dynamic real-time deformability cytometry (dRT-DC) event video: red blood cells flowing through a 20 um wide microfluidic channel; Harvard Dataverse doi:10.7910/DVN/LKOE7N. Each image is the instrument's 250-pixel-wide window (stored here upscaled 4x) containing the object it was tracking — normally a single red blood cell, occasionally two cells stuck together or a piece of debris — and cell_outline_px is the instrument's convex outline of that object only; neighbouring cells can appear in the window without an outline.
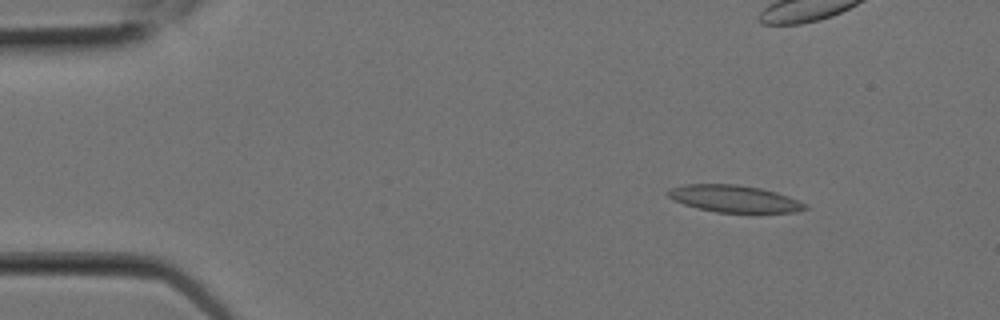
{"species": "Egyptian fruit bat (a non-hibernating species)", "species_latin": "Rousettus aegyptiacus", "temperature_condition": "room temperature", "stored_images_in_passage": 4, "camera_frame_rate_fps": 3000, "um_per_image_px": 0.085, "animal": {"sex": "female"}, "frame": {"image": 1, "passage_image": 2, "time_ms": 0.333, "image_size_px": [1000, 320], "cell_outline_px": [[808, 208], [796, 212], [716, 212], [684, 204], [668, 196], [664, 192], [668, 188], [684, 184], [736, 184], [760, 188], [776, 192], [800, 200], [808, 204]], "centroid_in_image_um": [62.42, 16.88], "position_along_channel_um": 22.6, "area_um2": 21.56}}